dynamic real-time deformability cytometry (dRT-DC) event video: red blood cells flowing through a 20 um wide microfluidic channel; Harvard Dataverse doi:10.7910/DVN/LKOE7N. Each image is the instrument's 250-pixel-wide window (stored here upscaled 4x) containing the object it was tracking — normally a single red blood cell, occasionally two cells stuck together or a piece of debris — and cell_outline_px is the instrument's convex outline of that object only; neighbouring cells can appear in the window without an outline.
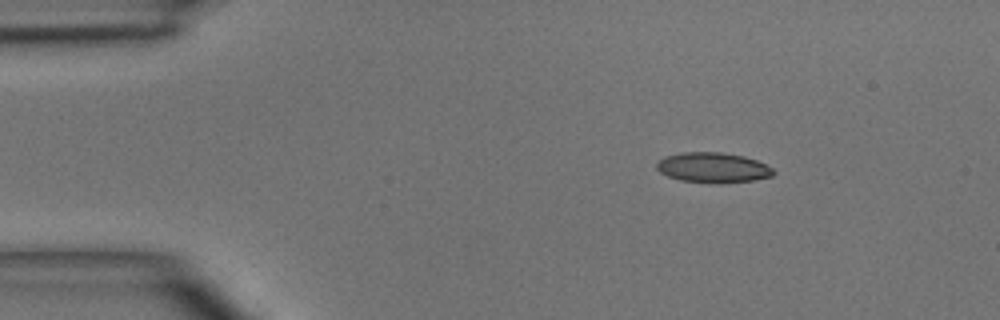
{"species": "common noctule bat (a hibernating species)", "species_latin": "Nyctalus noctula", "temperature_condition": "room temperature", "stored_images_in_passage": 2, "camera_frame_rate_fps": 3000, "um_per_image_px": 0.085, "animal": {"sex": "male", "body_mass_g": 15.6}, "frame": {"image": 1, "passage_image": 1, "time_ms": 0.0, "image_size_px": [1000, 320], "cell_outline_px": [[776, 172], [772, 176], [752, 180], [720, 184], [680, 180], [668, 176], [660, 172], [656, 168], [656, 164], [664, 156], [684, 152], [720, 152], [744, 156], [756, 160], [772, 168]], "centroid_in_image_um": [60.59, 14.25], "position_along_channel_um": 24.4, "area_um2": 20.52}}